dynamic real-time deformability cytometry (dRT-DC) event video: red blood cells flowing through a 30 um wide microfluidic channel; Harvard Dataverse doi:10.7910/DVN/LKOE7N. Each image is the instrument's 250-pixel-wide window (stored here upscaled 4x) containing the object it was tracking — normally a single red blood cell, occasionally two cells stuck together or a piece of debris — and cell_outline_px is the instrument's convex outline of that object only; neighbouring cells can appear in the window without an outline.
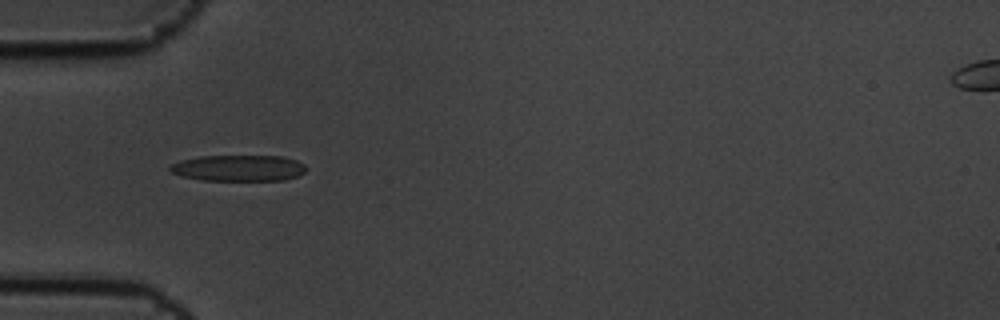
{"species": "common noctule bat (a hibernating species)", "species_latin": "Nyctalus noctula", "temperature_condition": "cold", "stored_images_in_passage": 2, "camera_frame_rate_fps": 3000, "um_per_image_px": 0.085, "animal": {"sex": "male", "body_mass_g": 19.5, "forearm_length_mm": 54.6}, "frame": {"image": 1, "passage_image": 1, "time_ms": 0.0, "image_size_px": [1000, 320], "cell_outline_px": [[308, 168], [304, 172], [296, 176], [284, 180], [200, 180], [180, 176], [172, 172], [168, 168], [172, 164], [180, 160], [200, 156], [280, 156], [296, 160], [304, 164]], "centroid_in_image_um": [20.26, 14.28], "position_along_channel_um": 64.7, "area_um2": 20.75}}
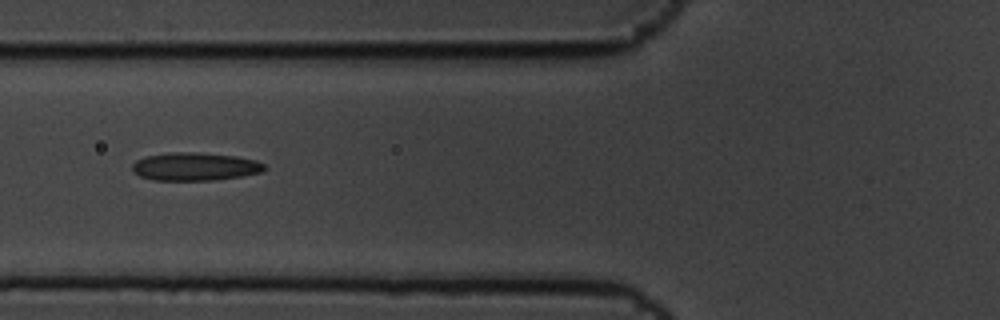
{"frame": {"image": 2, "passage_image": 2, "time_ms": 0.333, "image_size_px": [1000, 320], "cell_outline_px": [[264, 168], [260, 172], [240, 176], [212, 180], [152, 180], [140, 176], [132, 172], [132, 164], [136, 160], [148, 156], [168, 152], [192, 152], [236, 156], [256, 160], [264, 164]], "centroid_in_image_um": [16.51, 14.16], "position_along_channel_um": 109.3, "area_um2": 21.44}}